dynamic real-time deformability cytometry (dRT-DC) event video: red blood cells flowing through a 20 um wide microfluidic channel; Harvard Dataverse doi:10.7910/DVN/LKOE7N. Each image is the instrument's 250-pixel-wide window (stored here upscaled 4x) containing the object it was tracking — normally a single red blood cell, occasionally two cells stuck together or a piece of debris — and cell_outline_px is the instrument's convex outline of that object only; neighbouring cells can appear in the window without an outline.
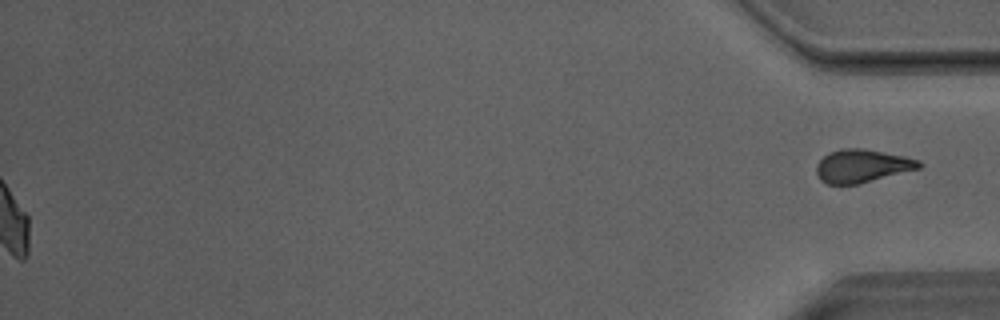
{"species": "Egyptian fruit bat (a non-hibernating species)", "species_latin": "Rousettus aegyptiacus", "temperature_condition": "room temperature", "stored_images_in_passage": 39, "segment_of_instrument_passage": [2, 2], "camera_frame_rate_fps": 3000, "um_per_image_px": 0.085, "animal": {"sex": "male"}, "frame": {"image": 1, "passage_image": 39, "time_ms": 12.667, "image_size_px": [1000, 320], "cell_outline_px": [[920, 168], [860, 184], [828, 184], [820, 180], [816, 172], [816, 164], [828, 152], [840, 148], [860, 148], [904, 156], [920, 160]], "centroid_in_image_um": [73.24, 14.11], "position_along_channel_um": 362.0, "area_um2": 19.77}}